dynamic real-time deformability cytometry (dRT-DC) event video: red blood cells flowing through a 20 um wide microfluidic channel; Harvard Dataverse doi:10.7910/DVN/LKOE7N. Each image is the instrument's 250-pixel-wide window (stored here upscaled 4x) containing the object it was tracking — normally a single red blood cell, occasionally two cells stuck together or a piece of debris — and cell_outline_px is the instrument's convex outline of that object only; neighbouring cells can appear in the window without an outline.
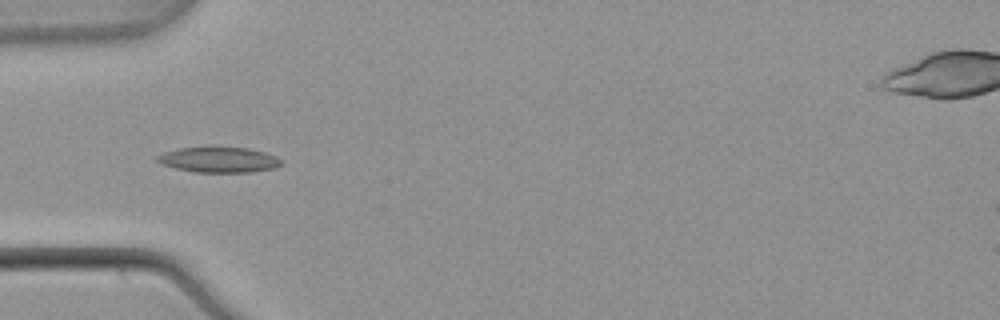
{"species": "common noctule bat (a hibernating species)", "species_latin": "Nyctalus noctula", "temperature_condition": "warm", "stored_images_in_passage": 12, "camera_frame_rate_fps": 3000, "um_per_image_px": 0.085, "animal": {"sex": "male", "body_mass_g": 21.5, "forearm_length_mm": 52.0}, "frame": {"image": 1, "passage_image": 6, "time_ms": 1.667, "image_size_px": [1000, 320], "cell_outline_px": [[284, 164], [276, 168], [252, 172], [196, 172], [176, 168], [160, 164], [156, 160], [156, 156], [164, 152], [180, 148], [248, 148], [264, 152], [276, 156], [284, 160]], "centroid_in_image_um": [18.66, 13.59], "position_along_channel_um": 66.3, "area_um2": 18.32}}